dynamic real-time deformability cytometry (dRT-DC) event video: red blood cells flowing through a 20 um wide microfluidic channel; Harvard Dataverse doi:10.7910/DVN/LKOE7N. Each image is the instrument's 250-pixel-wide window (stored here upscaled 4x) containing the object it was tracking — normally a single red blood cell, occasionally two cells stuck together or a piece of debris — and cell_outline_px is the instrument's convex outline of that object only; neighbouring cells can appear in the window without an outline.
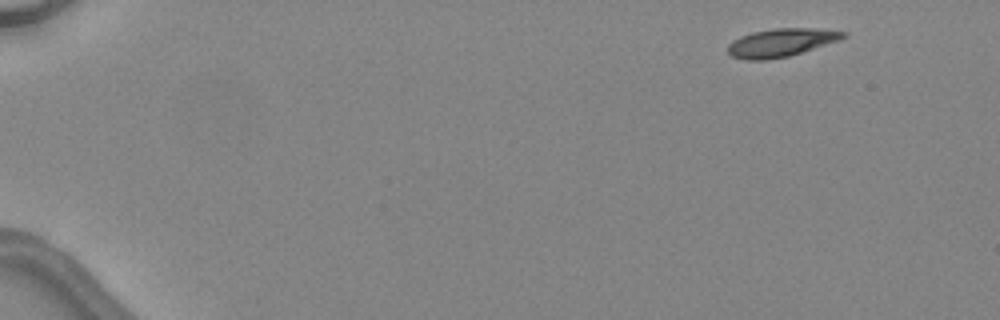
{"species": "common noctule bat (a hibernating species)", "species_latin": "Nyctalus noctula", "temperature_condition": "warm", "stored_images_in_passage": 4, "camera_frame_rate_fps": 3000, "um_per_image_px": 0.085, "animal": {"sex": "female", "body_mass_g": 24.6, "forearm_length_mm": 56.2}, "frame": {"image": 1, "passage_image": 1, "time_ms": 0.0, "image_size_px": [1000, 320], "cell_outline_px": [[848, 36], [840, 40], [788, 56], [764, 60], [744, 60], [732, 56], [728, 52], [728, 44], [732, 40], [740, 36], [752, 32], [776, 28], [808, 28], [848, 32]], "centroid_in_image_um": [66.38, 3.62], "position_along_channel_um": 18.6, "area_um2": 18.84}}
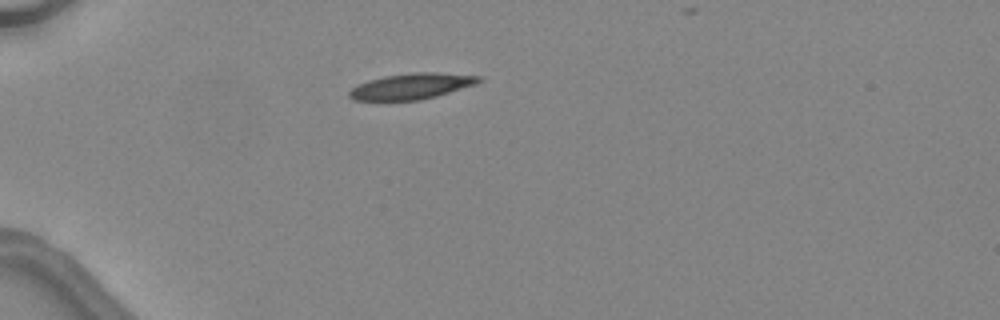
{"frame": {"image": 2, "passage_image": 3, "time_ms": 3.333, "image_size_px": [1000, 320], "cell_outline_px": [[484, 80], [476, 84], [436, 96], [420, 100], [352, 100], [348, 96], [348, 92], [352, 88], [368, 80], [384, 76], [412, 72], [436, 72], [480, 76]], "centroid_in_image_um": [34.99, 7.32], "position_along_channel_um": 50.0, "area_um2": 19.48}}